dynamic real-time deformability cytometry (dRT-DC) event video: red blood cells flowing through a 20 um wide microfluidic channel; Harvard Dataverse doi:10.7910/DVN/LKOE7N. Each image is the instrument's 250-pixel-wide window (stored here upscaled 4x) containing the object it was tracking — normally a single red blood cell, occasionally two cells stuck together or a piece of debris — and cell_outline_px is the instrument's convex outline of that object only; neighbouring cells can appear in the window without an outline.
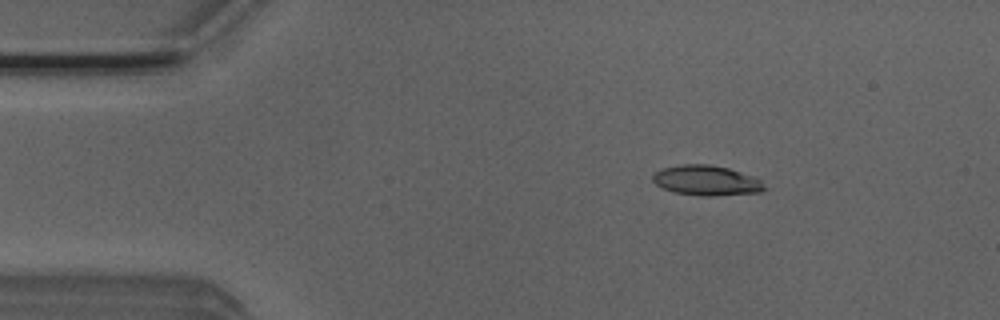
{"species": "Egyptian fruit bat (a non-hibernating species)", "species_latin": "Rousettus aegyptiacus", "temperature_condition": "room temperature", "stored_images_in_passage": 4, "camera_frame_rate_fps": 3000, "um_per_image_px": 0.085, "animal": {"sex": "male"}, "frame": {"image": 1, "passage_image": 2, "time_ms": 0.333, "image_size_px": [1000, 320], "cell_outline_px": [[768, 188], [760, 192], [712, 196], [700, 196], [672, 192], [660, 188], [652, 180], [652, 176], [660, 168], [680, 164], [708, 164], [728, 168], [740, 172], [760, 180]], "centroid_in_image_um": [60.0, 15.34], "position_along_channel_um": 25.0, "area_um2": 19.71}}